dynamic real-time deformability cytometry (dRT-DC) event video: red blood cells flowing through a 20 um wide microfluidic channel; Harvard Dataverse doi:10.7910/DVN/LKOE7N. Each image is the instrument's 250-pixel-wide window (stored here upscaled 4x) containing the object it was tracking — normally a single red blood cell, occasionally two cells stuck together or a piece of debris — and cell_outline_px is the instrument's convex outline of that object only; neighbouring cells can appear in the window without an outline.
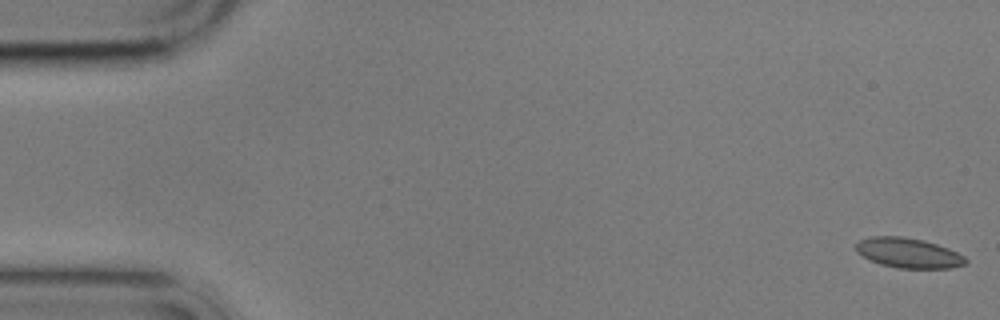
{"species": "common noctule bat (a hibernating species)", "species_latin": "Nyctalus noctula", "temperature_condition": "cold", "stored_images_in_passage": 7, "camera_frame_rate_fps": 3000, "um_per_image_px": 0.085, "animal": {"sex": "male", "body_mass_g": 17.9}, "frame": {"image": 1, "passage_image": 1, "time_ms": 0.0, "image_size_px": [1000, 320], "cell_outline_px": [[968, 260], [964, 264], [952, 268], [900, 268], [880, 264], [856, 252], [856, 244], [860, 240], [868, 236], [904, 236], [924, 240], [948, 248], [964, 256]], "centroid_in_image_um": [77.21, 21.49], "position_along_channel_um": 7.8, "area_um2": 19.07}}
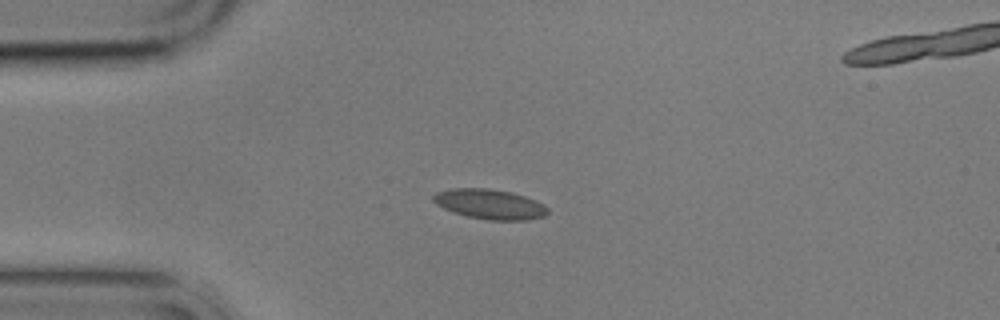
{"frame": {"image": 2, "passage_image": 5, "time_ms": 4.333, "image_size_px": [1000, 320], "cell_outline_px": [[548, 212], [544, 216], [528, 220], [488, 220], [468, 216], [452, 212], [436, 204], [432, 200], [432, 196], [436, 192], [452, 188], [488, 188], [512, 192], [536, 200], [544, 204], [548, 208]], "centroid_in_image_um": [41.63, 17.35], "position_along_channel_um": 43.4, "area_um2": 20.06}}
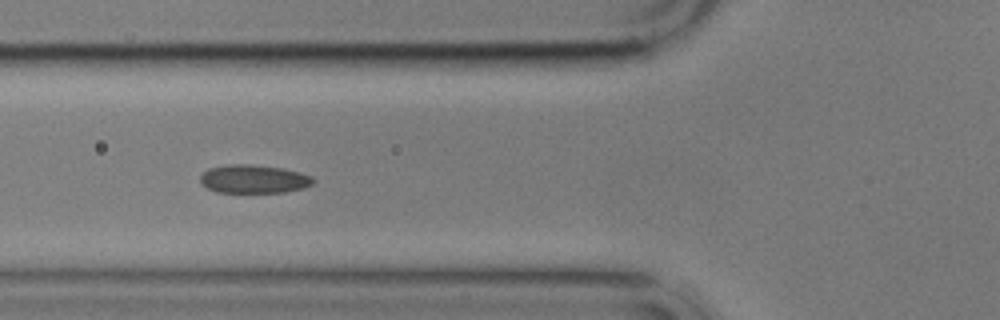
{"frame": {"image": 3, "passage_image": 7, "time_ms": 6.667, "image_size_px": [1000, 320], "cell_outline_px": [[316, 180], [312, 184], [304, 188], [284, 192], [216, 192], [200, 184], [200, 176], [208, 168], [228, 164], [252, 164], [284, 168], [300, 172], [312, 176]], "centroid_in_image_um": [21.58, 15.21], "position_along_channel_um": 104.2, "area_um2": 18.9}}